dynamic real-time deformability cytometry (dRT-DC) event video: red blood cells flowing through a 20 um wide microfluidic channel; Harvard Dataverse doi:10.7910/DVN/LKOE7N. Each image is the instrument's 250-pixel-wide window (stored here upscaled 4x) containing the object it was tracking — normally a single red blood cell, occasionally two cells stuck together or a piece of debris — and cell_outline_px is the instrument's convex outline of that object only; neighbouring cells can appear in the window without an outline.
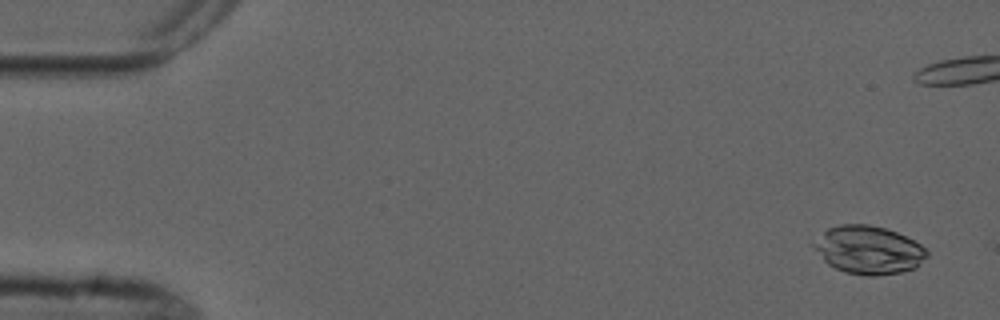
{"species": "common noctule bat (a hibernating species)", "species_latin": "Nyctalus noctula", "temperature_condition": "cold", "stored_images_in_passage": 2, "camera_frame_rate_fps": 3000, "um_per_image_px": 0.085, "animal": {"sex": "male", "forearm_length_mm": 52.5}, "frame": {"image": 1, "passage_image": 1, "time_ms": 0.0, "image_size_px": [1000, 320], "cell_outline_px": [[928, 256], [916, 268], [900, 272], [876, 276], [864, 276], [844, 272], [828, 264], [824, 260], [812, 244], [828, 228], [840, 224], [868, 224], [884, 228], [896, 232], [920, 244], [928, 252]], "centroid_in_image_um": [73.84, 21.26], "position_along_channel_um": 11.2, "area_um2": 31.5}}